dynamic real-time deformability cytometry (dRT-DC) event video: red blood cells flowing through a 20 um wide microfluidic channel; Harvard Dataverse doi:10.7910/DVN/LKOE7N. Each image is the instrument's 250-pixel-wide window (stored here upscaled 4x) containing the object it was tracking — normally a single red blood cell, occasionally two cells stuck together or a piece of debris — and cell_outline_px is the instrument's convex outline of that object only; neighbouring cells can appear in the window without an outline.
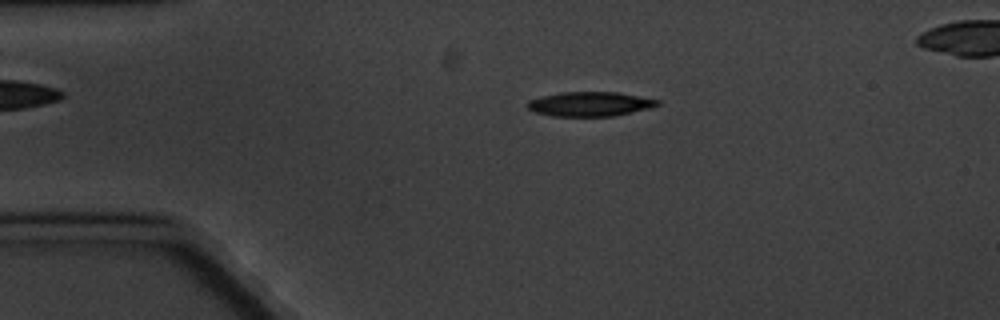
{"species": "common noctule bat (a hibernating species)", "species_latin": "Nyctalus noctula", "temperature_condition": "cold", "stored_images_in_passage": 5, "camera_frame_rate_fps": 3000, "um_per_image_px": 0.085, "animal": {"sex": "male", "body_mass_g": 20.1, "forearm_length_mm": 53.5}, "frame": {"image": 1, "passage_image": 3, "time_ms": 2.333, "image_size_px": [1000, 320], "cell_outline_px": [[660, 104], [648, 108], [612, 116], [552, 116], [536, 112], [528, 108], [528, 100], [540, 96], [560, 92], [616, 92], [660, 100]], "centroid_in_image_um": [50.11, 8.83], "position_along_channel_um": 34.9, "area_um2": 18.32}}